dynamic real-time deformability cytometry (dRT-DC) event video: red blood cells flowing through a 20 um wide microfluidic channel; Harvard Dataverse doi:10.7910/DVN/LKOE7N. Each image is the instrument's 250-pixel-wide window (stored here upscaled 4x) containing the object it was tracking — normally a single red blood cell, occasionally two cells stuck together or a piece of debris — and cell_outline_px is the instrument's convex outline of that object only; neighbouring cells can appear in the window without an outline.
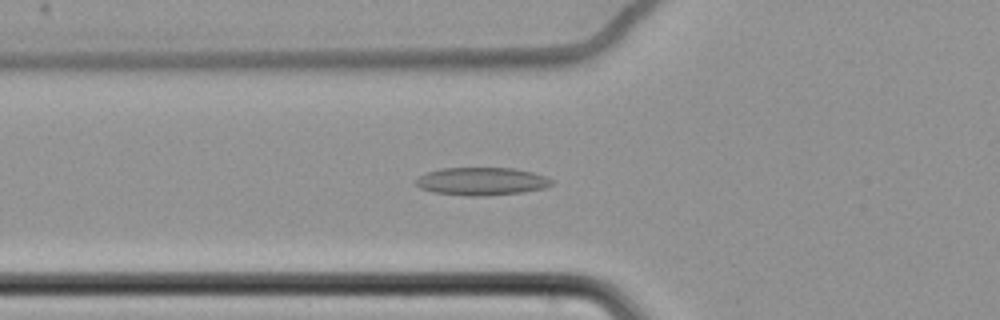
{"species": "common noctule bat (a hibernating species)", "species_latin": "Nyctalus noctula", "temperature_condition": "cold", "stored_images_in_passage": 50, "camera_frame_rate_fps": 3000, "um_per_image_px": 0.085, "animal": {"sex": "female", "body_mass_g": 22.7, "forearm_length_mm": 54.2}, "frame": {"image": 1, "passage_image": 12, "time_ms": 3.667, "image_size_px": [1000, 320], "cell_outline_px": [[552, 184], [544, 188], [520, 192], [484, 196], [464, 196], [432, 192], [420, 188], [416, 184], [416, 180], [420, 176], [428, 172], [440, 168], [512, 168], [532, 172], [544, 176], [552, 180]], "centroid_in_image_um": [40.9, 15.42], "position_along_channel_um": 84.9, "area_um2": 21.91}}
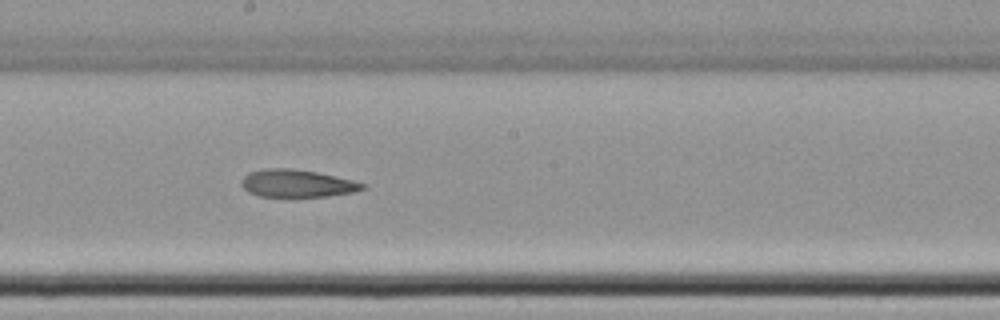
{"frame": {"image": 2, "passage_image": 24, "time_ms": 7.667, "image_size_px": [1000, 320], "cell_outline_px": [[364, 188], [352, 192], [328, 196], [260, 196], [248, 192], [240, 184], [240, 180], [248, 172], [264, 168], [292, 168], [316, 172], [336, 176], [352, 180], [364, 184]], "centroid_in_image_um": [25.18, 15.57], "position_along_channel_um": 223.0, "area_um2": 19.31}}
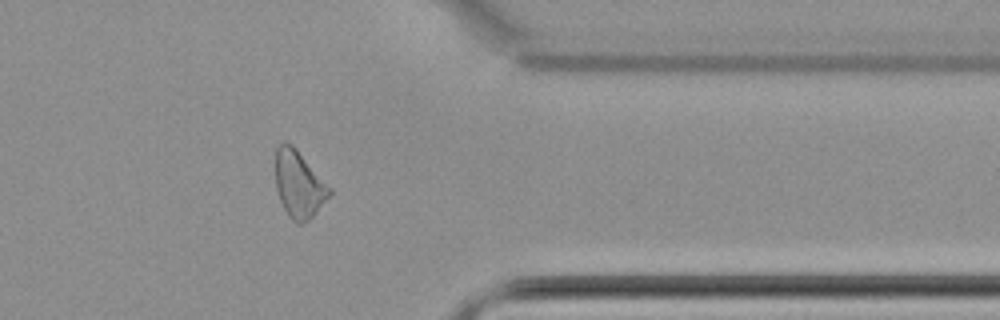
{"frame": {"image": 3, "passage_image": 39, "time_ms": 12.667, "image_size_px": [1000, 320], "cell_outline_px": [[332, 192], [316, 212], [308, 220], [300, 224], [296, 224], [288, 216], [280, 200], [276, 188], [276, 148], [284, 140], [292, 144], [296, 148], [332, 188]], "centroid_in_image_um": [25.4, 15.65], "position_along_channel_um": 386.0, "area_um2": 21.04}, "authors_computed_cell_mechanics": {"area_um2": 21.1837, "velocity_mm_per_s": 3.4589, "shape_relaxation_time_tau1_ms": null, "shape_relaxation_time_tau2_ms": 9.3012, "deformation_change_tau1": null, "deformation_change_tau2": 0.1794}}